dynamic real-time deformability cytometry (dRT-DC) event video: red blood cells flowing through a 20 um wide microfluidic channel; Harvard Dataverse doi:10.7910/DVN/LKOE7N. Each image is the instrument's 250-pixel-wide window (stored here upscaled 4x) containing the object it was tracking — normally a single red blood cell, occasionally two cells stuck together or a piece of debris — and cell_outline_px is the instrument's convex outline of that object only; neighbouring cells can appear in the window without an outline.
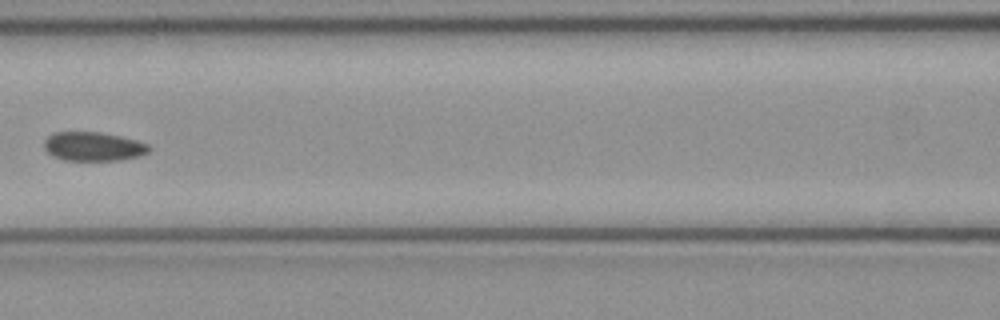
{"species": "common noctule bat (a hibernating species)", "species_latin": "Nyctalus noctula", "temperature_condition": "cold", "stored_images_in_passage": 6, "camera_frame_rate_fps": 3000, "um_per_image_px": 0.085, "animal": {"sex": "female", "body_mass_g": 21.9}, "frame": {"image": 1, "passage_image": 5, "time_ms": 1.333, "image_size_px": [1000, 320], "cell_outline_px": [[152, 148], [148, 152], [140, 156], [120, 160], [64, 160], [52, 156], [44, 148], [44, 140], [52, 132], [100, 132], [120, 136], [136, 140], [148, 144]], "centroid_in_image_um": [7.93, 12.45], "position_along_channel_um": 158.7, "area_um2": 17.8}}
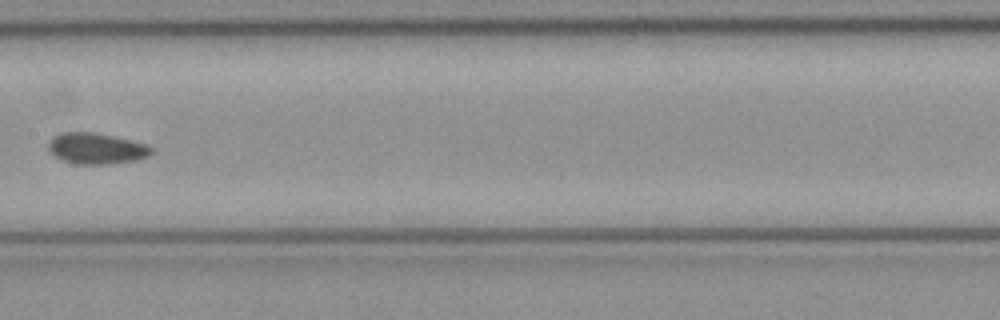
{"frame": {"image": 2, "passage_image": 6, "time_ms": 1.667, "image_size_px": [1000, 320], "cell_outline_px": [[152, 152], [148, 156], [136, 160], [108, 164], [76, 164], [64, 160], [48, 152], [48, 144], [52, 136], [60, 132], [92, 132], [112, 136], [144, 144], [152, 148]], "centroid_in_image_um": [8.13, 12.62], "position_along_channel_um": 199.3, "area_um2": 18.44}}